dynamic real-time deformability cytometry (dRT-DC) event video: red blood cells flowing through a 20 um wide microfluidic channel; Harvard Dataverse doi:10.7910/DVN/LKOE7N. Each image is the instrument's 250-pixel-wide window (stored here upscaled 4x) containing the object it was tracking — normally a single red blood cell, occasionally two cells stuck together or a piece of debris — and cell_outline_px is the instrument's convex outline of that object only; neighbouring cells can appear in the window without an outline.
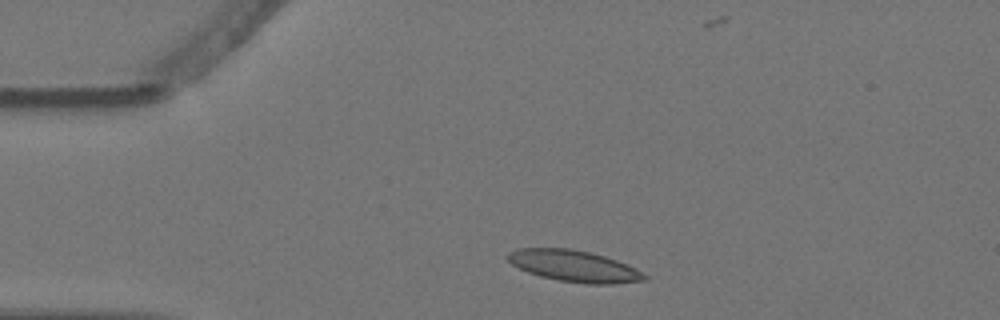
{"species": "Egyptian fruit bat (a non-hibernating species)", "species_latin": "Rousettus aegyptiacus", "temperature_condition": "warm", "stored_images_in_passage": 2, "camera_frame_rate_fps": 3000, "um_per_image_px": 0.085, "animal": {"sex": "female"}, "frame": {"image": 1, "passage_image": 1, "time_ms": 0.0, "image_size_px": [1000, 320], "cell_outline_px": [[648, 280], [616, 284], [584, 284], [556, 280], [540, 276], [528, 272], [512, 264], [508, 260], [508, 252], [520, 248], [572, 248], [592, 252], [616, 260], [648, 276]], "centroid_in_image_um": [48.79, 22.62], "position_along_channel_um": 36.2, "area_um2": 25.03}}